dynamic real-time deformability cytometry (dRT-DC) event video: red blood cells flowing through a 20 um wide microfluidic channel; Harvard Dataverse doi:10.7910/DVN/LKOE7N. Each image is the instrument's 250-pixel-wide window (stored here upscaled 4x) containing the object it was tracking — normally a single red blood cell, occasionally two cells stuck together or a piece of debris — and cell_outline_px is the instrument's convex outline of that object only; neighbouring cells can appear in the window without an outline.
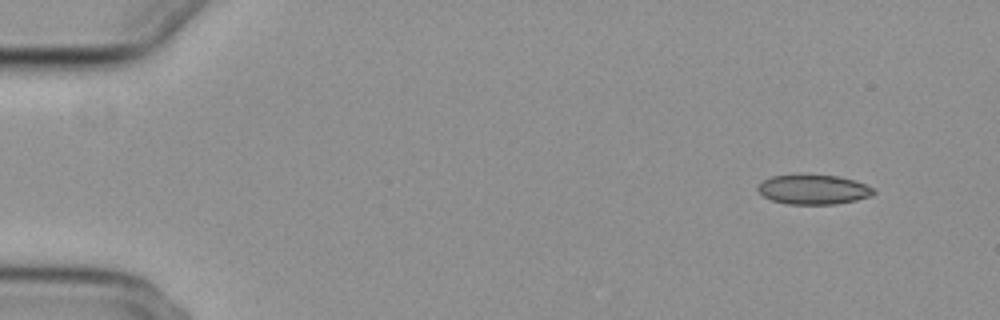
{"species": "common noctule bat (a hibernating species)", "species_latin": "Nyctalus noctula", "temperature_condition": "cold", "stored_images_in_passage": 37, "camera_frame_rate_fps": 3000, "um_per_image_px": 0.085, "animal": {"sex": "female", "body_mass_g": 29.2, "forearm_length_mm": 56.3}, "frame": {"image": 1, "passage_image": 1, "time_ms": 0.0, "image_size_px": [1000, 320], "cell_outline_px": [[876, 192], [872, 196], [856, 200], [836, 204], [788, 204], [772, 200], [764, 196], [756, 188], [764, 180], [772, 176], [840, 176], [876, 188]], "centroid_in_image_um": [69.19, 16.13], "position_along_channel_um": 15.8, "area_um2": 19.59}}
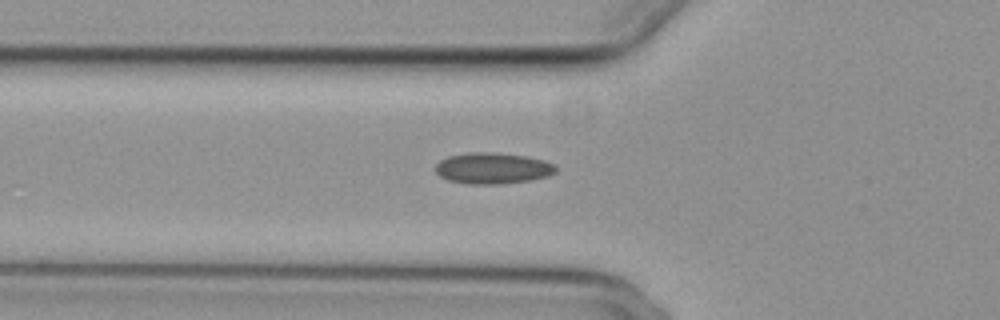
{"frame": {"image": 2, "passage_image": 16, "time_ms": 5.0, "image_size_px": [1000, 320], "cell_outline_px": [[556, 172], [548, 176], [528, 180], [500, 184], [468, 184], [448, 180], [440, 176], [436, 172], [436, 164], [440, 160], [448, 156], [468, 152], [492, 152], [528, 156], [544, 160], [552, 164], [556, 168]], "centroid_in_image_um": [41.86, 14.29], "position_along_channel_um": 83.9, "area_um2": 21.85}}
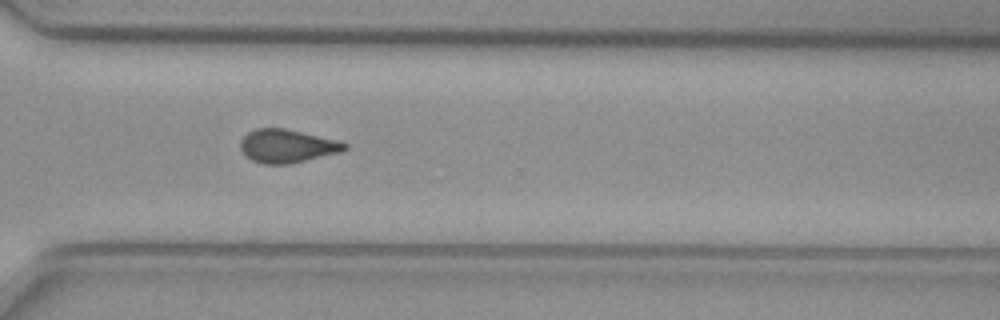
{"frame": {"image": 3, "passage_image": 37, "time_ms": 12.0, "image_size_px": [1000, 320], "cell_outline_px": [[348, 148], [340, 152], [288, 164], [264, 164], [252, 160], [240, 148], [240, 140], [248, 132], [256, 128], [284, 128], [340, 140], [348, 144]], "centroid_in_image_um": [24.42, 12.4], "position_along_channel_um": 346.2, "area_um2": 20.17}}